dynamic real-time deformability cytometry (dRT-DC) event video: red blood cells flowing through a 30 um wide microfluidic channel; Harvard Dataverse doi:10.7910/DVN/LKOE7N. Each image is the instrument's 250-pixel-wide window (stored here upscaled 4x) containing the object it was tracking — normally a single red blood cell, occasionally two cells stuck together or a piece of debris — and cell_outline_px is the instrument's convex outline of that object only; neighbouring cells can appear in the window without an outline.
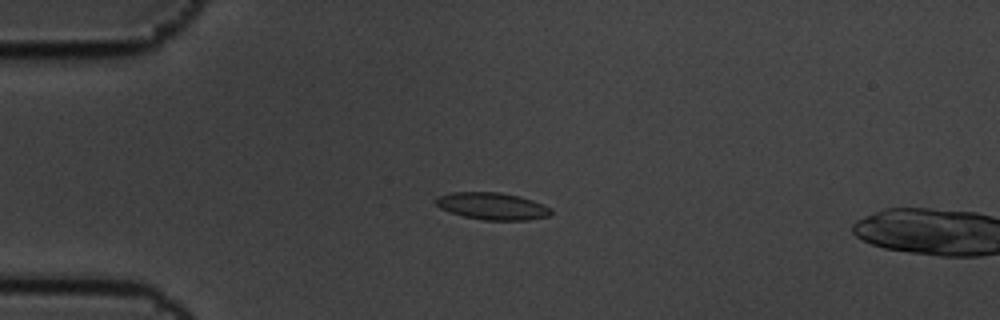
{"species": "common noctule bat (a hibernating species)", "species_latin": "Nyctalus noctula", "temperature_condition": "cold", "stored_images_in_passage": 3, "camera_frame_rate_fps": 3000, "um_per_image_px": 0.085, "animal": {"sex": "male", "body_mass_g": 19.5, "forearm_length_mm": 54.6}, "frame": {"image": 1, "passage_image": 2, "time_ms": 0.333, "image_size_px": [1000, 320], "cell_outline_px": [[552, 212], [548, 216], [528, 220], [484, 220], [464, 216], [440, 208], [436, 204], [436, 196], [452, 192], [500, 192], [520, 196], [532, 200], [552, 208]], "centroid_in_image_um": [41.86, 17.51], "position_along_channel_um": 43.1, "area_um2": 18.15}}